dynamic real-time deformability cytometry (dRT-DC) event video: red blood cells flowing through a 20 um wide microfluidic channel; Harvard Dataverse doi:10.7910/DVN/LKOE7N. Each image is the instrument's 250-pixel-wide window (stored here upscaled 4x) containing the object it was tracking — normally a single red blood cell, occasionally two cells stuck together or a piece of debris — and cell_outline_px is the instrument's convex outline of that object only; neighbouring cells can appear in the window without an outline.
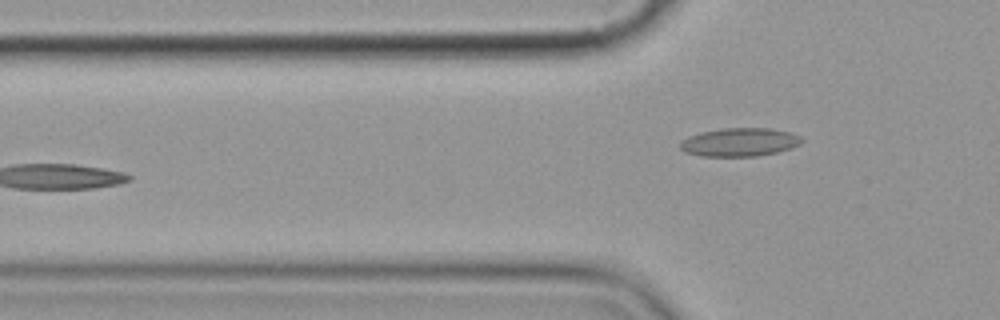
{"species": "common noctule bat (a hibernating species)", "species_latin": "Nyctalus noctula", "temperature_condition": "cold", "stored_images_in_passage": 7, "camera_frame_rate_fps": 3000, "um_per_image_px": 0.085, "animal": {"sex": "female", "body_mass_g": 19.9}, "frame": {"image": 1, "passage_image": 7, "time_ms": 7.333, "image_size_px": [1000, 320], "cell_outline_px": [[804, 140], [800, 144], [792, 148], [776, 152], [756, 156], [700, 156], [684, 152], [680, 148], [680, 144], [688, 136], [700, 132], [720, 128], [772, 128], [788, 132], [800, 136]], "centroid_in_image_um": [62.86, 12.08], "position_along_channel_um": 62.9, "area_um2": 20.17}}